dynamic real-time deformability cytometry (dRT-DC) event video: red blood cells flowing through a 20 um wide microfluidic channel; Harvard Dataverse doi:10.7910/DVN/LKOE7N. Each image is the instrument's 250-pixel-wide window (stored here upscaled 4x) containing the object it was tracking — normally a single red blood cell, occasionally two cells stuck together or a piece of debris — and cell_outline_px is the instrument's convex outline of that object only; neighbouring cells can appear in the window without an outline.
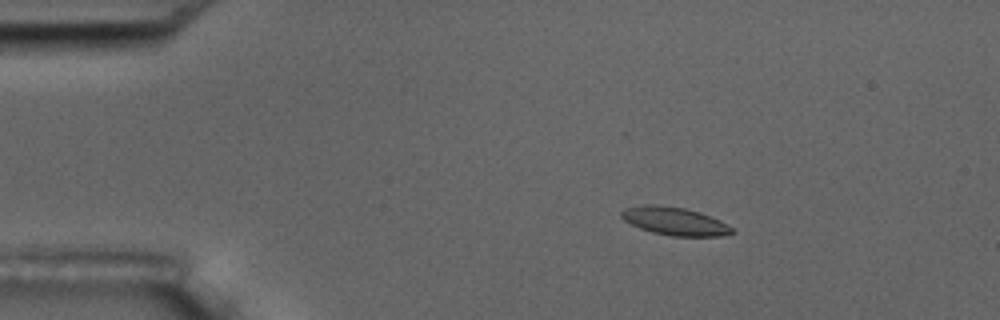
{"species": "common noctule bat (a hibernating species)", "species_latin": "Nyctalus noctula", "temperature_condition": "room temperature", "stored_images_in_passage": 5, "camera_frame_rate_fps": 3000, "um_per_image_px": 0.085, "animal": {"sex": "male", "body_mass_g": 17.5, "forearm_length_mm": 52.3}, "frame": {"image": 1, "passage_image": 3, "time_ms": 2.333, "image_size_px": [1000, 320], "cell_outline_px": [[736, 232], [720, 236], [672, 236], [652, 232], [640, 228], [624, 220], [620, 216], [620, 212], [624, 208], [644, 204], [656, 204], [684, 208], [700, 212], [732, 228]], "centroid_in_image_um": [57.28, 18.79], "position_along_channel_um": 27.7, "area_um2": 17.86}}